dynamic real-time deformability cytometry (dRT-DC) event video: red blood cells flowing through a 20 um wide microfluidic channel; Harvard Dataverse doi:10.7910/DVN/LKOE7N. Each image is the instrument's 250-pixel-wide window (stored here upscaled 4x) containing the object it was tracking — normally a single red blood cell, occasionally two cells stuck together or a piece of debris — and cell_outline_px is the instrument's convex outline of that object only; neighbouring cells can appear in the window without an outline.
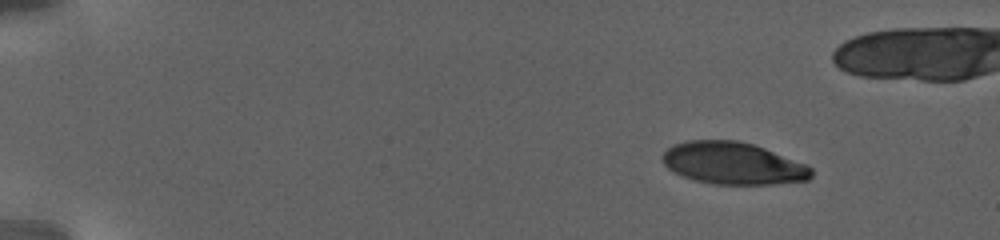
{"species": "human", "species_latin": "Homo sapiens", "temperature_condition": "warm", "stored_images_in_passage": 40, "camera_frame_rate_fps": 3000, "um_per_image_px": 0.085, "donor": {"sex": "female"}, "frame": {"image": 1, "passage_image": 1, "time_ms": 0.0, "image_size_px": [1000, 240], "cell_outline_px": [[812, 176], [808, 180], [776, 184], [712, 184], [696, 180], [684, 176], [668, 168], [664, 164], [660, 156], [668, 148], [676, 144], [688, 140], [736, 140], [752, 144], [764, 148], [808, 164], [812, 168]], "centroid_in_image_um": [62.33, 13.88], "position_along_channel_um": 22.7, "area_um2": 36.53}}
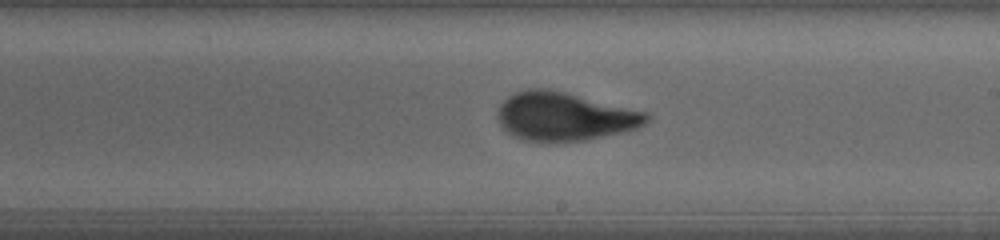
{"frame": {"image": 2, "passage_image": 20, "time_ms": 12.333, "image_size_px": [1000, 240], "cell_outline_px": [[648, 120], [644, 124], [636, 128], [620, 132], [584, 140], [548, 144], [520, 140], [512, 136], [500, 124], [496, 116], [500, 104], [512, 92], [528, 88], [548, 88], [644, 112], [648, 116]], "centroid_in_image_um": [47.86, 9.92], "position_along_channel_um": 241.1, "area_um2": 42.14}}
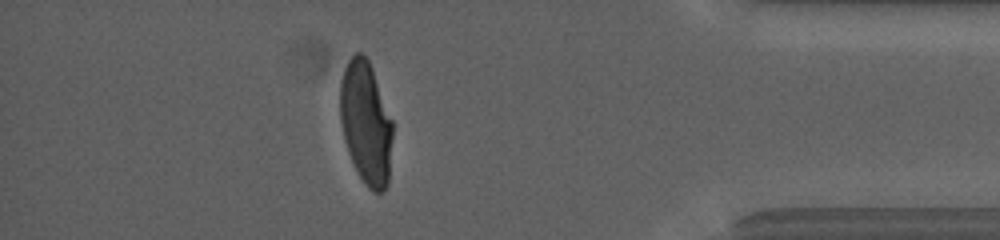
{"frame": {"image": 3, "passage_image": 39, "time_ms": 19.333, "image_size_px": [1000, 240], "cell_outline_px": [[392, 136], [388, 184], [384, 192], [372, 192], [368, 188], [360, 176], [348, 152], [344, 140], [340, 120], [340, 84], [344, 68], [348, 60], [356, 52], [360, 52], [368, 60], [372, 68], [392, 120]], "centroid_in_image_um": [31.1, 10.45], "position_along_channel_um": 404.1, "area_um2": 37.45}}